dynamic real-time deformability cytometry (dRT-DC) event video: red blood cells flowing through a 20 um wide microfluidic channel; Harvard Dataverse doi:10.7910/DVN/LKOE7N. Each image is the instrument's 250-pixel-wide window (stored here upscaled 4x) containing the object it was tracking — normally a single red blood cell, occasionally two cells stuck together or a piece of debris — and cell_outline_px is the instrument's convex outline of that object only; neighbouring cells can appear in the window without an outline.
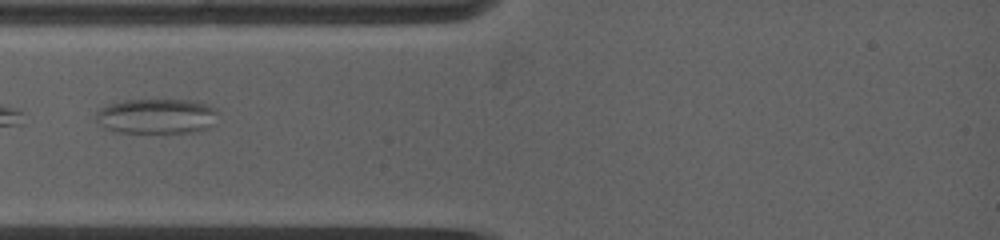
{"species": "common noctule bat (a hibernating species)", "species_latin": "Nyctalus noctula", "temperature_condition": "warm", "stored_images_in_passage": 28, "camera_frame_rate_fps": 5000, "um_per_image_px": 0.085, "animal": {"sex": "female", "body_mass_g": 19.0, "forearm_length_mm": 53.3}, "frame": {"image": 1, "passage_image": 3, "time_ms": 1.0, "image_size_px": [1000, 240], "cell_outline_px": [[220, 112], [212, 124], [208, 128], [192, 132], [116, 132], [100, 128], [96, 120], [96, 112], [100, 108], [108, 104], [124, 100], [188, 100], [208, 104], [216, 108]], "centroid_in_image_um": [13.29, 9.87], "position_along_channel_um": 71.7, "area_um2": 25.2}}
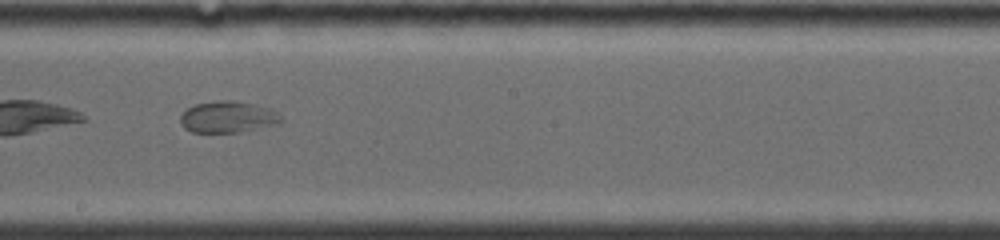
{"frame": {"image": 2, "passage_image": 12, "time_ms": 5.0, "image_size_px": [1000, 240], "cell_outline_px": [[284, 120], [280, 124], [240, 132], [192, 132], [184, 128], [180, 120], [180, 116], [188, 108], [196, 104], [216, 100], [232, 100], [256, 104], [268, 108], [276, 112]], "centroid_in_image_um": [19.39, 9.94], "position_along_channel_um": 228.8, "area_um2": 18.55}}
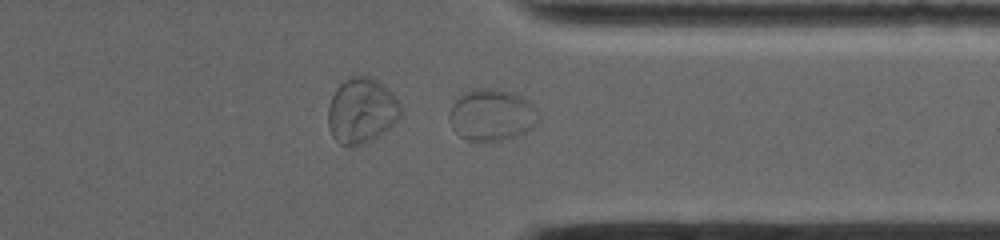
{"frame": {"image": 3, "passage_image": 23, "time_ms": 8.6, "image_size_px": [1000, 240], "cell_outline_px": [[540, 120], [532, 128], [524, 132], [504, 140], [468, 140], [460, 136], [452, 128], [448, 120], [448, 116], [452, 104], [460, 96], [476, 88], [492, 88], [512, 92], [528, 100], [540, 112]], "centroid_in_image_um": [41.82, 9.77], "position_along_channel_um": 369.6, "area_um2": 26.88}}